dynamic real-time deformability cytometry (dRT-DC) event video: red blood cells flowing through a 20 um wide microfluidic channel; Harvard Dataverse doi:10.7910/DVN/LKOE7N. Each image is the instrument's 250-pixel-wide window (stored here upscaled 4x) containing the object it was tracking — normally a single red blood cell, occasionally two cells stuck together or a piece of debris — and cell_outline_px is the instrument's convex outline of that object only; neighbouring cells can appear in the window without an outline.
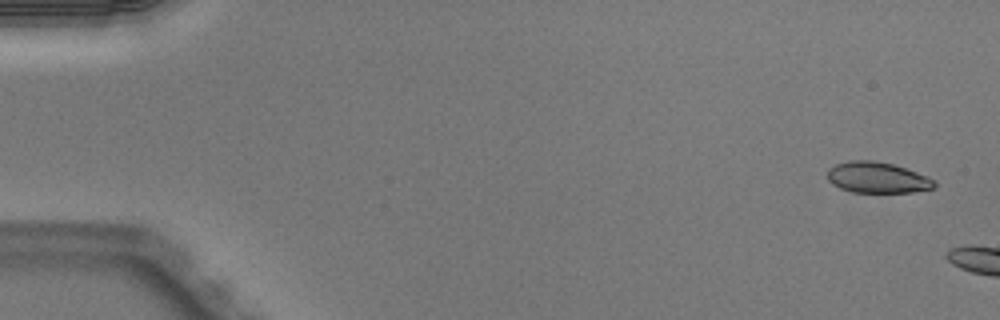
{"species": "Egyptian fruit bat (a non-hibernating species)", "species_latin": "Rousettus aegyptiacus", "temperature_condition": "warm", "stored_images_in_passage": 5, "camera_frame_rate_fps": 3000, "um_per_image_px": 0.085, "animal": {"sex": "male"}, "frame": {"image": 1, "passage_image": 1, "time_ms": 0.0, "image_size_px": [1000, 320], "cell_outline_px": [[936, 184], [932, 188], [912, 192], [852, 192], [840, 188], [832, 184], [828, 180], [828, 168], [836, 164], [848, 160], [872, 160], [892, 164], [928, 176], [936, 180]], "centroid_in_image_um": [74.55, 15.09], "position_along_channel_um": 10.4, "area_um2": 19.25}}